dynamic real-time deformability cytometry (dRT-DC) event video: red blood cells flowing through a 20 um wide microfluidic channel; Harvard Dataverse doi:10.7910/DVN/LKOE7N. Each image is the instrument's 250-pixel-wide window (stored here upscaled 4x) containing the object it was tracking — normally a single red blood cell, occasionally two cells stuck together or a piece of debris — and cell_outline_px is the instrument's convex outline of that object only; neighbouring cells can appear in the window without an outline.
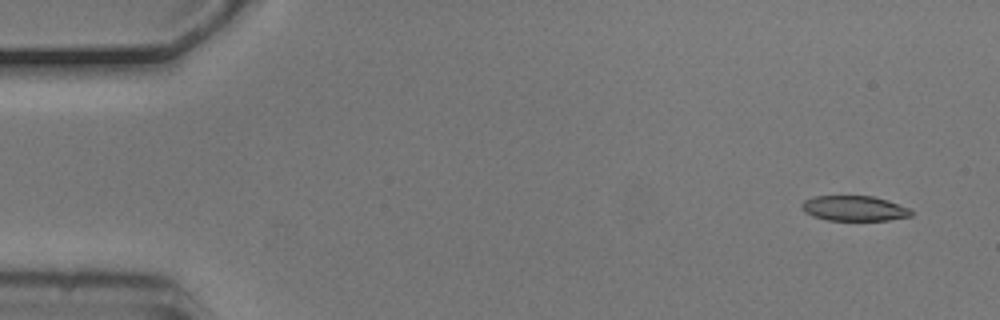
{"species": "common noctule bat (a hibernating species)", "species_latin": "Nyctalus noctula", "temperature_condition": "cold", "stored_images_in_passage": 4, "segment_of_instrument_passage": [1, 2], "camera_frame_rate_fps": 3000, "um_per_image_px": 0.085, "animal": {"sex": "male", "body_mass_g": 20.5, "forearm_length_mm": 52.5}, "frame": {"image": 1, "passage_image": 1, "time_ms": 0.0, "image_size_px": [1000, 320], "cell_outline_px": [[912, 216], [888, 220], [828, 220], [812, 216], [804, 212], [800, 208], [800, 204], [804, 200], [812, 196], [872, 196], [888, 200], [908, 208], [912, 212]], "centroid_in_image_um": [72.56, 17.71], "position_along_channel_um": 12.4, "area_um2": 16.13}}